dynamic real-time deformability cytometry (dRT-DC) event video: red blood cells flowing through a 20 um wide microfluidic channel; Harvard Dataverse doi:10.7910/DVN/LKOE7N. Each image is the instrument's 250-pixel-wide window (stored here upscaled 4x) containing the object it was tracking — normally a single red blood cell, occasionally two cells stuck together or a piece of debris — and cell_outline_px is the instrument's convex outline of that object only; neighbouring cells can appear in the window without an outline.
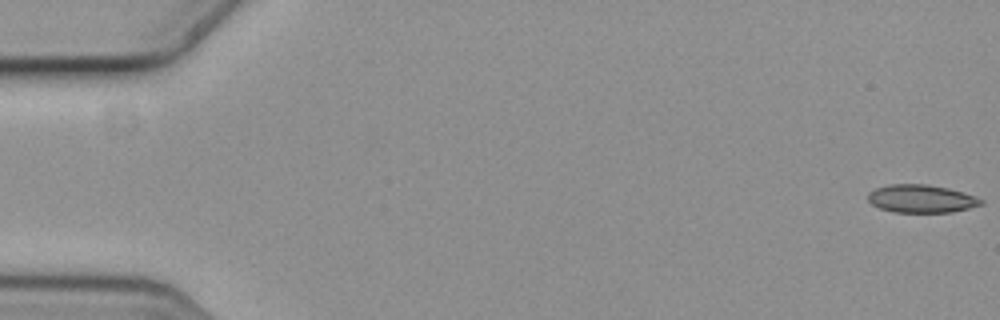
{"species": "common noctule bat (a hibernating species)", "species_latin": "Nyctalus noctula", "temperature_condition": "cold", "stored_images_in_passage": 9, "camera_frame_rate_fps": 3000, "um_per_image_px": 0.085, "animal": {"sex": "female", "body_mass_g": 19.3, "forearm_length_mm": 54.1}, "frame": {"image": 1, "passage_image": 1, "time_ms": 0.0, "image_size_px": [1000, 320], "cell_outline_px": [[984, 204], [952, 212], [896, 212], [880, 208], [872, 204], [868, 200], [868, 192], [876, 188], [888, 184], [928, 184], [948, 188], [984, 200]], "centroid_in_image_um": [78.28, 16.88], "position_along_channel_um": 6.7, "area_um2": 18.26}}
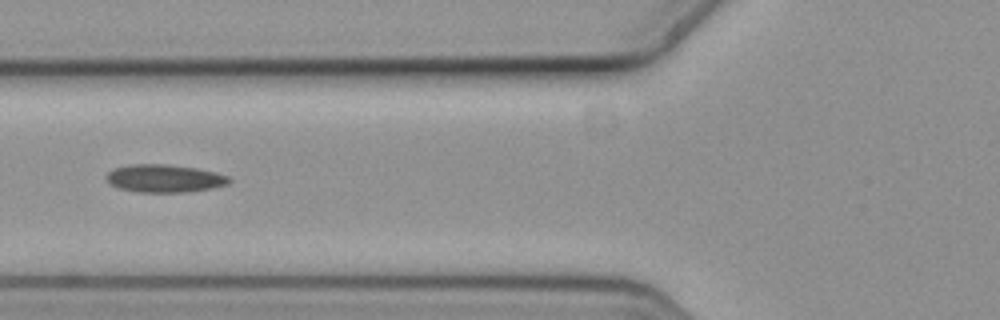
{"frame": {"image": 2, "passage_image": 7, "time_ms": 2.0, "image_size_px": [1000, 320], "cell_outline_px": [[232, 180], [228, 184], [212, 188], [188, 192], [140, 192], [116, 188], [108, 184], [104, 176], [112, 168], [128, 164], [164, 164], [196, 168], [216, 172], [228, 176]], "centroid_in_image_um": [13.92, 15.16], "position_along_channel_um": 111.9, "area_um2": 20.23}}
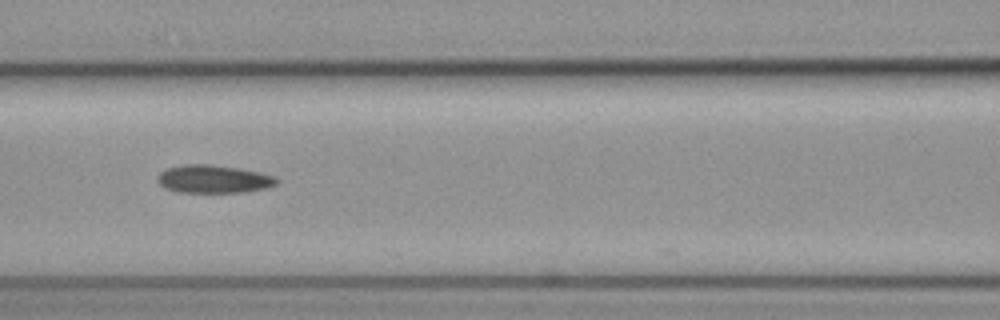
{"frame": {"image": 3, "passage_image": 8, "time_ms": 2.333, "image_size_px": [1000, 320], "cell_outline_px": [[280, 180], [276, 184], [264, 188], [244, 192], [176, 192], [164, 188], [156, 180], [156, 176], [160, 172], [168, 168], [184, 164], [212, 164], [240, 168], [260, 172], [272, 176]], "centroid_in_image_um": [18.11, 15.21], "position_along_channel_um": 148.5, "area_um2": 19.54}}